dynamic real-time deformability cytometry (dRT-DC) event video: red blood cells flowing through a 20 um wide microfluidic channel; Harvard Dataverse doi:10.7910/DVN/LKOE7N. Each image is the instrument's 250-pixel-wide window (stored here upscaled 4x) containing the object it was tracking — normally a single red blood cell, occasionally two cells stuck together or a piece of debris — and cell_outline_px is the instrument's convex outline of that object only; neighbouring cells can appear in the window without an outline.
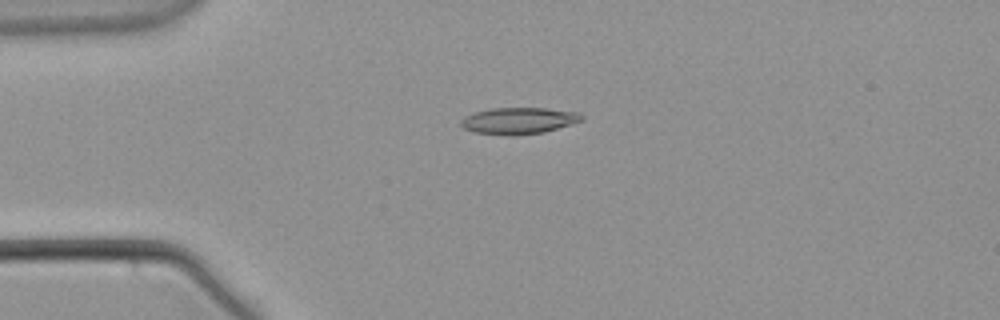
{"species": "common noctule bat (a hibernating species)", "species_latin": "Nyctalus noctula", "temperature_condition": "warm", "stored_images_in_passage": 44, "camera_frame_rate_fps": 3000, "um_per_image_px": 0.085, "animal": {"sex": "male", "body_mass_g": 21.5, "forearm_length_mm": 52.0}, "frame": {"image": 1, "passage_image": 2, "time_ms": 0.333, "image_size_px": [1000, 320], "cell_outline_px": [[584, 116], [580, 120], [572, 124], [544, 132], [512, 136], [476, 132], [464, 128], [460, 124], [460, 120], [464, 116], [476, 112], [492, 108], [544, 108], [580, 112]], "centroid_in_image_um": [44.1, 10.26], "position_along_channel_um": 40.9, "area_um2": 18.61}}
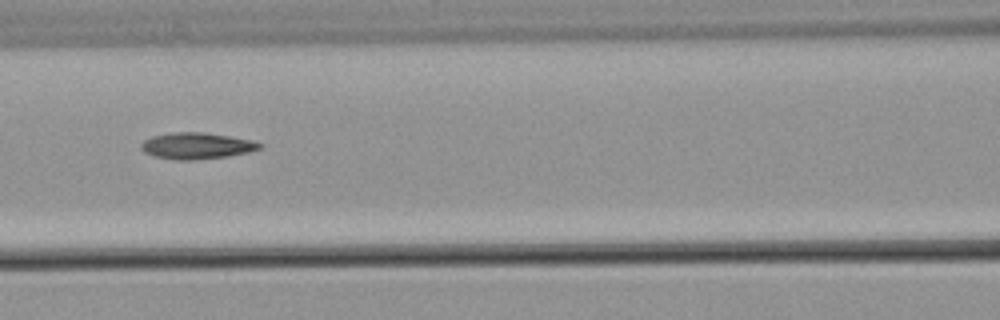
{"frame": {"image": 2, "passage_image": 13, "time_ms": 4.0, "image_size_px": [1000, 320], "cell_outline_px": [[264, 144], [260, 148], [248, 152], [228, 156], [192, 160], [176, 160], [152, 156], [144, 152], [140, 148], [140, 144], [144, 140], [152, 136], [172, 132], [204, 132], [252, 140]], "centroid_in_image_um": [16.68, 12.39], "position_along_channel_um": 149.9, "area_um2": 18.26}}
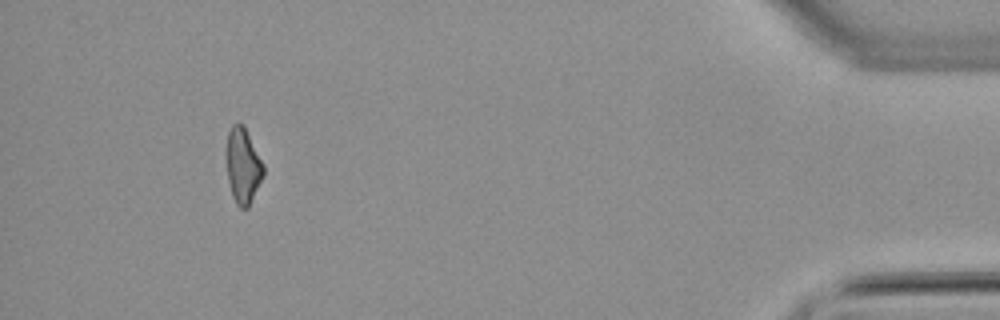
{"frame": {"image": 3, "passage_image": 40, "time_ms": 13.0, "image_size_px": [1000, 320], "cell_outline_px": [[264, 176], [248, 208], [240, 208], [236, 204], [232, 196], [228, 180], [224, 156], [224, 152], [228, 132], [232, 124], [244, 124], [264, 164]], "centroid_in_image_um": [20.63, 14.07], "position_along_channel_um": 414.6, "area_um2": 16.88}}